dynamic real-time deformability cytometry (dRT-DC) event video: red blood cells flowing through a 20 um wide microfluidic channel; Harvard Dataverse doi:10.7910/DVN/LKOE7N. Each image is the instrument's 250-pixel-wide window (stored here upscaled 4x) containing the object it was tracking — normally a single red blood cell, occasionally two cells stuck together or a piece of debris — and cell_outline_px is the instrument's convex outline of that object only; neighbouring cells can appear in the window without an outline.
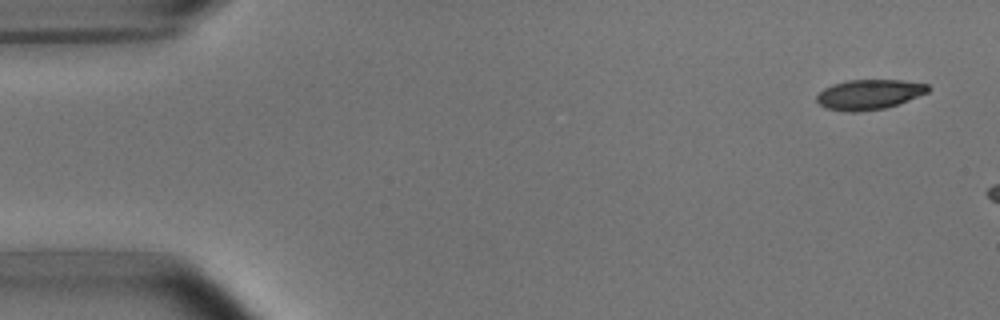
{"species": "common noctule bat (a hibernating species)", "species_latin": "Nyctalus noctula", "temperature_condition": "room temperature", "stored_images_in_passage": 3, "camera_frame_rate_fps": 3000, "um_per_image_px": 0.085, "animal": {"sex": "male", "body_mass_g": 15.6}, "frame": {"image": 1, "passage_image": 1, "time_ms": 0.0, "image_size_px": [1000, 320], "cell_outline_px": [[932, 88], [928, 92], [908, 100], [884, 108], [856, 112], [852, 112], [828, 108], [820, 104], [816, 100], [816, 96], [824, 88], [832, 84], [848, 80], [900, 80], [928, 84]], "centroid_in_image_um": [73.89, 8.01], "position_along_channel_um": 11.1, "area_um2": 19.25}}